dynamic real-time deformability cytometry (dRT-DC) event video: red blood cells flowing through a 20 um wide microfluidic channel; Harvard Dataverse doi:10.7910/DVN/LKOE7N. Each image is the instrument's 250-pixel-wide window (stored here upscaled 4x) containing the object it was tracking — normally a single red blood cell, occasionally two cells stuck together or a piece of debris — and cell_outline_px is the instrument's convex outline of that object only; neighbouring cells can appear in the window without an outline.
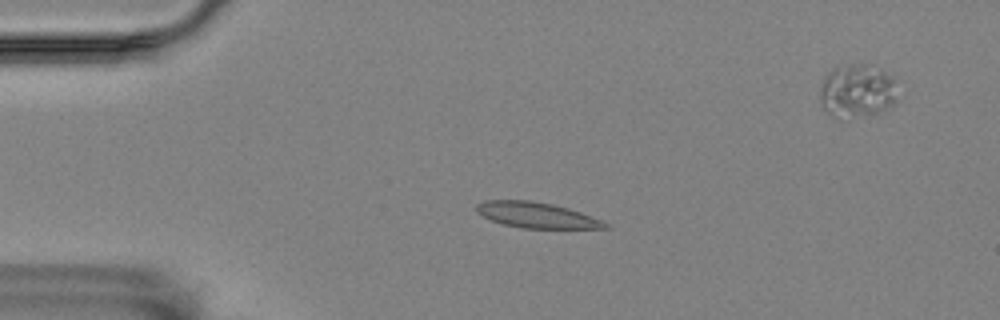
{"species": "Egyptian fruit bat (a non-hibernating species)", "species_latin": "Rousettus aegyptiacus", "temperature_condition": "room temperature", "stored_images_in_passage": 55, "segment_of_instrument_passage": [1, 2], "camera_frame_rate_fps": 3000, "um_per_image_px": 0.085, "animal": {"sex": "female"}, "frame": {"image": 1, "passage_image": 10, "time_ms": 3.0, "image_size_px": [1000, 320], "cell_outline_px": [[612, 228], [520, 228], [504, 224], [492, 220], [476, 212], [476, 204], [484, 200], [528, 200], [552, 204], [568, 208], [580, 212], [600, 220], [608, 224]], "centroid_in_image_um": [45.58, 18.28], "position_along_channel_um": 39.4, "area_um2": 19.02}}
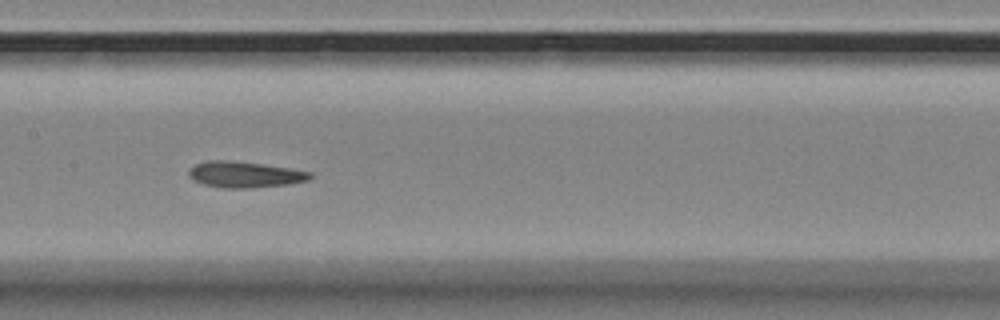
{"frame": {"image": 2, "passage_image": 25, "time_ms": 8.0, "image_size_px": [1000, 320], "cell_outline_px": [[312, 176], [308, 180], [288, 184], [252, 188], [220, 188], [204, 184], [192, 180], [188, 176], [188, 172], [196, 164], [208, 160], [228, 160], [260, 164], [288, 168], [312, 172]], "centroid_in_image_um": [20.78, 14.84], "position_along_channel_um": 186.6, "area_um2": 18.32}}
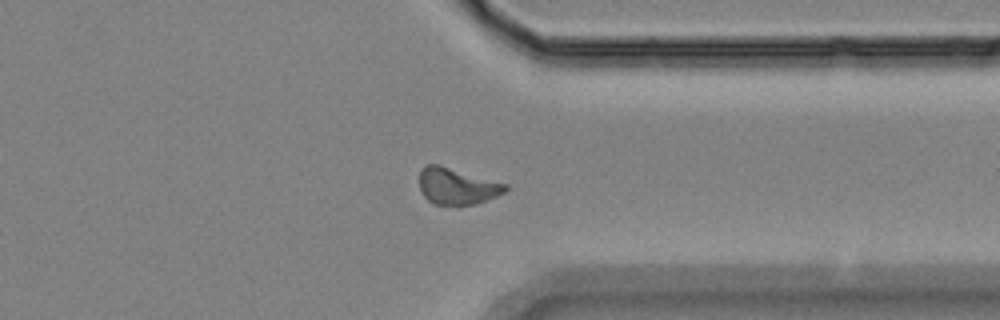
{"frame": {"image": 3, "passage_image": 41, "time_ms": 13.333, "image_size_px": [1000, 320], "cell_outline_px": [[508, 188], [504, 192], [496, 196], [476, 204], [460, 208], [436, 204], [428, 200], [424, 196], [420, 188], [420, 172], [424, 164], [436, 164], [508, 184]], "centroid_in_image_um": [38.84, 15.87], "position_along_channel_um": 372.6, "area_um2": 18.5}}